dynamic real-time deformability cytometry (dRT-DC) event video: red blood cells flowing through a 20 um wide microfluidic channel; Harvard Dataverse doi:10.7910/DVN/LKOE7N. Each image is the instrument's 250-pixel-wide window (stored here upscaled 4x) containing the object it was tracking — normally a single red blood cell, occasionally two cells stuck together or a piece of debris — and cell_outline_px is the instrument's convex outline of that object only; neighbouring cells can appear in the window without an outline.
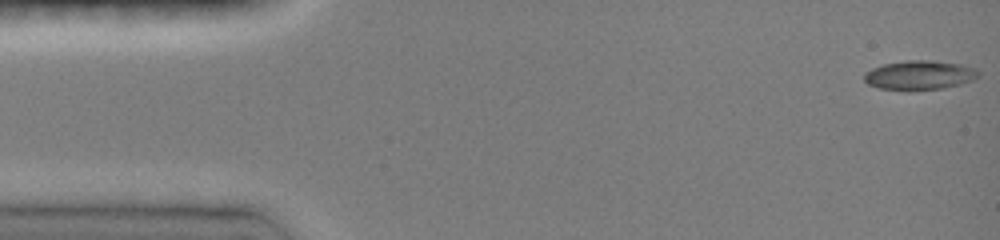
{"species": "common noctule bat (a hibernating species)", "species_latin": "Nyctalus noctula", "temperature_condition": "room temperature", "stored_images_in_passage": 24, "camera_frame_rate_fps": 3000, "um_per_image_px": 0.085, "animal": {"sex": "female", "body_mass_g": 19.0, "forearm_length_mm": 51.5}, "frame": {"image": 1, "passage_image": 1, "time_ms": 0.0, "image_size_px": [1000, 240], "cell_outline_px": [[980, 76], [972, 80], [960, 84], [944, 88], [908, 92], [880, 88], [868, 84], [864, 80], [864, 72], [872, 68], [884, 64], [908, 60], [932, 60], [960, 64], [976, 68], [980, 72]], "centroid_in_image_um": [78.16, 6.4], "position_along_channel_um": 6.8, "area_um2": 19.88}}
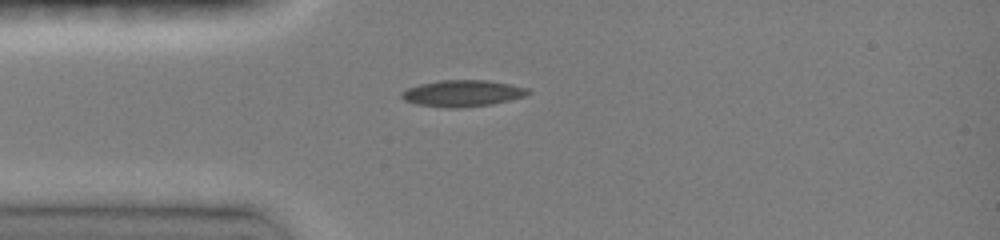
{"frame": {"image": 2, "passage_image": 10, "time_ms": 3.667, "image_size_px": [1000, 240], "cell_outline_px": [[532, 92], [524, 96], [492, 104], [460, 108], [448, 108], [416, 104], [404, 100], [400, 96], [400, 92], [408, 88], [420, 84], [440, 80], [488, 80], [512, 84], [528, 88]], "centroid_in_image_um": [39.31, 7.93], "position_along_channel_um": 45.7, "area_um2": 19.59}}
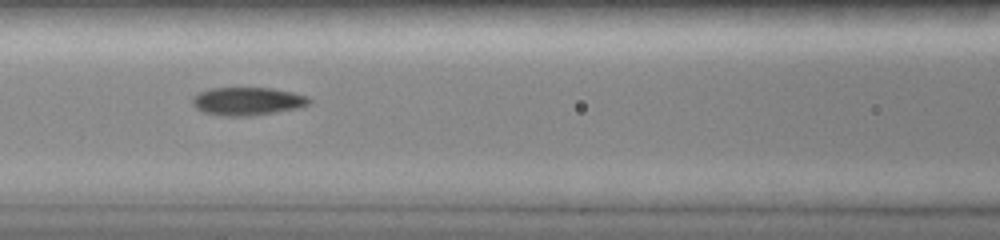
{"frame": {"image": 3, "passage_image": 18, "time_ms": 6.333, "image_size_px": [1000, 240], "cell_outline_px": [[312, 100], [308, 104], [300, 108], [252, 116], [224, 116], [204, 112], [196, 108], [192, 104], [192, 96], [200, 92], [212, 88], [272, 88], [292, 92], [308, 96]], "centroid_in_image_um": [21.05, 8.61], "position_along_channel_um": 145.6, "area_um2": 19.19}}